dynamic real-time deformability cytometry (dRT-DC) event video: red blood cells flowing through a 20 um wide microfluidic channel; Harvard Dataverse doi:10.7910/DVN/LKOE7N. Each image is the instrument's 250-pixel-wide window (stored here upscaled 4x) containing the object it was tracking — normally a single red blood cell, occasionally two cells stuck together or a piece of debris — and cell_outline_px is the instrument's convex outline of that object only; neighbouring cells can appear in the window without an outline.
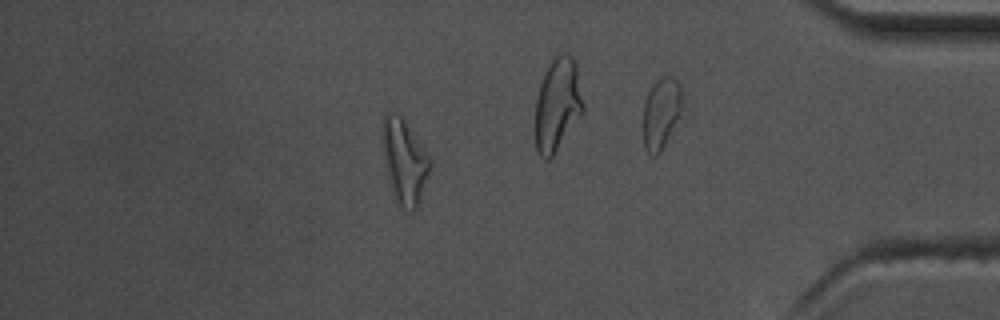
{"species": "common noctule bat (a hibernating species)", "species_latin": "Nyctalus noctula", "temperature_condition": "warm", "stored_images_in_passage": 55, "camera_frame_rate_fps": 3000, "um_per_image_px": 0.085, "animal": {"sex": "male", "body_mass_g": 17.5, "forearm_length_mm": 52.3}, "frame": {"image": 1, "passage_image": 47, "time_ms": 15.333, "image_size_px": [1000, 320], "cell_outline_px": [[432, 168], [420, 200], [416, 208], [412, 212], [396, 204], [384, 164], [380, 144], [380, 124], [384, 116], [388, 112], [392, 112], [400, 116], [404, 120], [432, 160]], "centroid_in_image_um": [34.34, 13.71], "position_along_channel_um": 400.9, "area_um2": 24.04}, "authors_computed_cell_mechanics": {"area_um2": 17.3978, "velocity_mm_per_s": 3.718, "shape_relaxation_time_tau1_ms": 8.3266, "shape_relaxation_time_tau2_ms": 3.9029, "deformation_change_tau1": 0.2747, "deformation_change_tau2": 0.1372}}